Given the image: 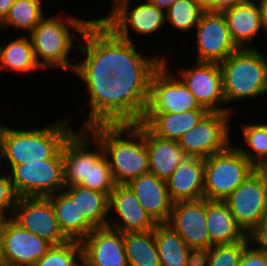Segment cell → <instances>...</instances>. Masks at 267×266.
Instances as JSON below:
<instances>
[{
    "label": "cell",
    "instance_id": "43",
    "mask_svg": "<svg viewBox=\"0 0 267 266\" xmlns=\"http://www.w3.org/2000/svg\"><path fill=\"white\" fill-rule=\"evenodd\" d=\"M244 1L246 0H215L213 5L207 11L223 13Z\"/></svg>",
    "mask_w": 267,
    "mask_h": 266
},
{
    "label": "cell",
    "instance_id": "5",
    "mask_svg": "<svg viewBox=\"0 0 267 266\" xmlns=\"http://www.w3.org/2000/svg\"><path fill=\"white\" fill-rule=\"evenodd\" d=\"M219 65L226 105L267 95L265 53L240 48Z\"/></svg>",
    "mask_w": 267,
    "mask_h": 266
},
{
    "label": "cell",
    "instance_id": "24",
    "mask_svg": "<svg viewBox=\"0 0 267 266\" xmlns=\"http://www.w3.org/2000/svg\"><path fill=\"white\" fill-rule=\"evenodd\" d=\"M206 215L211 247L240 241H252V237L248 236L238 225L224 201L206 199Z\"/></svg>",
    "mask_w": 267,
    "mask_h": 266
},
{
    "label": "cell",
    "instance_id": "14",
    "mask_svg": "<svg viewBox=\"0 0 267 266\" xmlns=\"http://www.w3.org/2000/svg\"><path fill=\"white\" fill-rule=\"evenodd\" d=\"M206 219V199L178 201L173 203L168 224L199 256L211 248Z\"/></svg>",
    "mask_w": 267,
    "mask_h": 266
},
{
    "label": "cell",
    "instance_id": "32",
    "mask_svg": "<svg viewBox=\"0 0 267 266\" xmlns=\"http://www.w3.org/2000/svg\"><path fill=\"white\" fill-rule=\"evenodd\" d=\"M128 266H161L154 230L123 233Z\"/></svg>",
    "mask_w": 267,
    "mask_h": 266
},
{
    "label": "cell",
    "instance_id": "19",
    "mask_svg": "<svg viewBox=\"0 0 267 266\" xmlns=\"http://www.w3.org/2000/svg\"><path fill=\"white\" fill-rule=\"evenodd\" d=\"M112 211L118 217L109 216L108 226L122 233L151 231L157 225L126 184H116L112 190L109 212Z\"/></svg>",
    "mask_w": 267,
    "mask_h": 266
},
{
    "label": "cell",
    "instance_id": "47",
    "mask_svg": "<svg viewBox=\"0 0 267 266\" xmlns=\"http://www.w3.org/2000/svg\"><path fill=\"white\" fill-rule=\"evenodd\" d=\"M10 217L0 214V260H1V253H2V241H3V232L5 229V224Z\"/></svg>",
    "mask_w": 267,
    "mask_h": 266
},
{
    "label": "cell",
    "instance_id": "29",
    "mask_svg": "<svg viewBox=\"0 0 267 266\" xmlns=\"http://www.w3.org/2000/svg\"><path fill=\"white\" fill-rule=\"evenodd\" d=\"M154 236L161 266H197L198 256L167 224H157Z\"/></svg>",
    "mask_w": 267,
    "mask_h": 266
},
{
    "label": "cell",
    "instance_id": "16",
    "mask_svg": "<svg viewBox=\"0 0 267 266\" xmlns=\"http://www.w3.org/2000/svg\"><path fill=\"white\" fill-rule=\"evenodd\" d=\"M78 44L82 60L76 65H97L112 70L121 62V38H119L99 18L94 19L81 35Z\"/></svg>",
    "mask_w": 267,
    "mask_h": 266
},
{
    "label": "cell",
    "instance_id": "39",
    "mask_svg": "<svg viewBox=\"0 0 267 266\" xmlns=\"http://www.w3.org/2000/svg\"><path fill=\"white\" fill-rule=\"evenodd\" d=\"M17 199L10 177L4 171L0 174V214L12 218Z\"/></svg>",
    "mask_w": 267,
    "mask_h": 266
},
{
    "label": "cell",
    "instance_id": "1",
    "mask_svg": "<svg viewBox=\"0 0 267 266\" xmlns=\"http://www.w3.org/2000/svg\"><path fill=\"white\" fill-rule=\"evenodd\" d=\"M83 82L90 109L81 129L96 124L141 122L149 99L150 81H127L111 75L108 80Z\"/></svg>",
    "mask_w": 267,
    "mask_h": 266
},
{
    "label": "cell",
    "instance_id": "41",
    "mask_svg": "<svg viewBox=\"0 0 267 266\" xmlns=\"http://www.w3.org/2000/svg\"><path fill=\"white\" fill-rule=\"evenodd\" d=\"M239 266H267V252L251 241L244 248Z\"/></svg>",
    "mask_w": 267,
    "mask_h": 266
},
{
    "label": "cell",
    "instance_id": "25",
    "mask_svg": "<svg viewBox=\"0 0 267 266\" xmlns=\"http://www.w3.org/2000/svg\"><path fill=\"white\" fill-rule=\"evenodd\" d=\"M145 143L149 172L167 180L179 164L187 158L178 141L160 138L145 126Z\"/></svg>",
    "mask_w": 267,
    "mask_h": 266
},
{
    "label": "cell",
    "instance_id": "42",
    "mask_svg": "<svg viewBox=\"0 0 267 266\" xmlns=\"http://www.w3.org/2000/svg\"><path fill=\"white\" fill-rule=\"evenodd\" d=\"M262 250L267 252V218L261 224V227L251 236Z\"/></svg>",
    "mask_w": 267,
    "mask_h": 266
},
{
    "label": "cell",
    "instance_id": "8",
    "mask_svg": "<svg viewBox=\"0 0 267 266\" xmlns=\"http://www.w3.org/2000/svg\"><path fill=\"white\" fill-rule=\"evenodd\" d=\"M131 3L130 0H113L108 15L99 18L119 38L133 42L131 30L137 36H147L157 33L166 24L165 12L148 0L137 2L130 9Z\"/></svg>",
    "mask_w": 267,
    "mask_h": 266
},
{
    "label": "cell",
    "instance_id": "26",
    "mask_svg": "<svg viewBox=\"0 0 267 266\" xmlns=\"http://www.w3.org/2000/svg\"><path fill=\"white\" fill-rule=\"evenodd\" d=\"M207 113V110H190L182 113L145 112L141 123L160 138L178 141Z\"/></svg>",
    "mask_w": 267,
    "mask_h": 266
},
{
    "label": "cell",
    "instance_id": "48",
    "mask_svg": "<svg viewBox=\"0 0 267 266\" xmlns=\"http://www.w3.org/2000/svg\"><path fill=\"white\" fill-rule=\"evenodd\" d=\"M256 170L263 177L267 189V161L261 163Z\"/></svg>",
    "mask_w": 267,
    "mask_h": 266
},
{
    "label": "cell",
    "instance_id": "13",
    "mask_svg": "<svg viewBox=\"0 0 267 266\" xmlns=\"http://www.w3.org/2000/svg\"><path fill=\"white\" fill-rule=\"evenodd\" d=\"M12 219L23 229L52 245L69 241L60 229L51 201L47 197H18Z\"/></svg>",
    "mask_w": 267,
    "mask_h": 266
},
{
    "label": "cell",
    "instance_id": "27",
    "mask_svg": "<svg viewBox=\"0 0 267 266\" xmlns=\"http://www.w3.org/2000/svg\"><path fill=\"white\" fill-rule=\"evenodd\" d=\"M163 62L162 54L147 57L136 49L135 43L121 39V62L112 68V75L127 81H151L152 75Z\"/></svg>",
    "mask_w": 267,
    "mask_h": 266
},
{
    "label": "cell",
    "instance_id": "21",
    "mask_svg": "<svg viewBox=\"0 0 267 266\" xmlns=\"http://www.w3.org/2000/svg\"><path fill=\"white\" fill-rule=\"evenodd\" d=\"M222 14L235 45L239 49L254 48L251 42L263 31L262 12L258 0H246Z\"/></svg>",
    "mask_w": 267,
    "mask_h": 266
},
{
    "label": "cell",
    "instance_id": "11",
    "mask_svg": "<svg viewBox=\"0 0 267 266\" xmlns=\"http://www.w3.org/2000/svg\"><path fill=\"white\" fill-rule=\"evenodd\" d=\"M223 201L248 236H252L267 218L266 184L257 170Z\"/></svg>",
    "mask_w": 267,
    "mask_h": 266
},
{
    "label": "cell",
    "instance_id": "3",
    "mask_svg": "<svg viewBox=\"0 0 267 266\" xmlns=\"http://www.w3.org/2000/svg\"><path fill=\"white\" fill-rule=\"evenodd\" d=\"M65 117L43 128L21 130L2 124V152L6 162L3 164L10 169L14 165L53 158L74 132L69 116Z\"/></svg>",
    "mask_w": 267,
    "mask_h": 266
},
{
    "label": "cell",
    "instance_id": "49",
    "mask_svg": "<svg viewBox=\"0 0 267 266\" xmlns=\"http://www.w3.org/2000/svg\"><path fill=\"white\" fill-rule=\"evenodd\" d=\"M199 6L207 11L214 3L215 0H194Z\"/></svg>",
    "mask_w": 267,
    "mask_h": 266
},
{
    "label": "cell",
    "instance_id": "2",
    "mask_svg": "<svg viewBox=\"0 0 267 266\" xmlns=\"http://www.w3.org/2000/svg\"><path fill=\"white\" fill-rule=\"evenodd\" d=\"M87 130L100 142L116 184L149 172L143 123L96 124Z\"/></svg>",
    "mask_w": 267,
    "mask_h": 266
},
{
    "label": "cell",
    "instance_id": "18",
    "mask_svg": "<svg viewBox=\"0 0 267 266\" xmlns=\"http://www.w3.org/2000/svg\"><path fill=\"white\" fill-rule=\"evenodd\" d=\"M81 246L84 266H128L121 231L109 226L94 228Z\"/></svg>",
    "mask_w": 267,
    "mask_h": 266
},
{
    "label": "cell",
    "instance_id": "6",
    "mask_svg": "<svg viewBox=\"0 0 267 266\" xmlns=\"http://www.w3.org/2000/svg\"><path fill=\"white\" fill-rule=\"evenodd\" d=\"M255 170L231 143L225 150L204 159V199L223 201Z\"/></svg>",
    "mask_w": 267,
    "mask_h": 266
},
{
    "label": "cell",
    "instance_id": "33",
    "mask_svg": "<svg viewBox=\"0 0 267 266\" xmlns=\"http://www.w3.org/2000/svg\"><path fill=\"white\" fill-rule=\"evenodd\" d=\"M90 147V173L89 182H82L80 186L105 193L108 197L114 189L116 183L113 179L108 160L104 155V150L100 142L91 134Z\"/></svg>",
    "mask_w": 267,
    "mask_h": 266
},
{
    "label": "cell",
    "instance_id": "30",
    "mask_svg": "<svg viewBox=\"0 0 267 266\" xmlns=\"http://www.w3.org/2000/svg\"><path fill=\"white\" fill-rule=\"evenodd\" d=\"M4 69L17 74L37 72L42 68L37 63L30 37L19 35L7 44L0 43V70Z\"/></svg>",
    "mask_w": 267,
    "mask_h": 266
},
{
    "label": "cell",
    "instance_id": "45",
    "mask_svg": "<svg viewBox=\"0 0 267 266\" xmlns=\"http://www.w3.org/2000/svg\"><path fill=\"white\" fill-rule=\"evenodd\" d=\"M151 4L155 7L159 8L160 10L166 12L171 5H173L178 0H148Z\"/></svg>",
    "mask_w": 267,
    "mask_h": 266
},
{
    "label": "cell",
    "instance_id": "37",
    "mask_svg": "<svg viewBox=\"0 0 267 266\" xmlns=\"http://www.w3.org/2000/svg\"><path fill=\"white\" fill-rule=\"evenodd\" d=\"M250 242L214 245L198 256L197 266H239L244 248Z\"/></svg>",
    "mask_w": 267,
    "mask_h": 266
},
{
    "label": "cell",
    "instance_id": "7",
    "mask_svg": "<svg viewBox=\"0 0 267 266\" xmlns=\"http://www.w3.org/2000/svg\"><path fill=\"white\" fill-rule=\"evenodd\" d=\"M8 171L18 197H47L65 188L62 149L53 158L14 165Z\"/></svg>",
    "mask_w": 267,
    "mask_h": 266
},
{
    "label": "cell",
    "instance_id": "38",
    "mask_svg": "<svg viewBox=\"0 0 267 266\" xmlns=\"http://www.w3.org/2000/svg\"><path fill=\"white\" fill-rule=\"evenodd\" d=\"M82 246L80 241L69 240L60 245H52L48 252L33 266H82Z\"/></svg>",
    "mask_w": 267,
    "mask_h": 266
},
{
    "label": "cell",
    "instance_id": "28",
    "mask_svg": "<svg viewBox=\"0 0 267 266\" xmlns=\"http://www.w3.org/2000/svg\"><path fill=\"white\" fill-rule=\"evenodd\" d=\"M47 198L51 201L60 229L69 240L81 242L95 228L64 190Z\"/></svg>",
    "mask_w": 267,
    "mask_h": 266
},
{
    "label": "cell",
    "instance_id": "15",
    "mask_svg": "<svg viewBox=\"0 0 267 266\" xmlns=\"http://www.w3.org/2000/svg\"><path fill=\"white\" fill-rule=\"evenodd\" d=\"M194 30L196 61L221 63L239 49L232 40L222 13L205 11Z\"/></svg>",
    "mask_w": 267,
    "mask_h": 266
},
{
    "label": "cell",
    "instance_id": "9",
    "mask_svg": "<svg viewBox=\"0 0 267 266\" xmlns=\"http://www.w3.org/2000/svg\"><path fill=\"white\" fill-rule=\"evenodd\" d=\"M231 114L208 112L196 126L185 132L178 140L185 155L206 159L225 150L232 143Z\"/></svg>",
    "mask_w": 267,
    "mask_h": 266
},
{
    "label": "cell",
    "instance_id": "36",
    "mask_svg": "<svg viewBox=\"0 0 267 266\" xmlns=\"http://www.w3.org/2000/svg\"><path fill=\"white\" fill-rule=\"evenodd\" d=\"M204 12L194 0H178L165 12L166 23L182 33L193 31Z\"/></svg>",
    "mask_w": 267,
    "mask_h": 266
},
{
    "label": "cell",
    "instance_id": "10",
    "mask_svg": "<svg viewBox=\"0 0 267 266\" xmlns=\"http://www.w3.org/2000/svg\"><path fill=\"white\" fill-rule=\"evenodd\" d=\"M164 57L162 65L150 81V92L145 112L182 113L190 110H206L196 101L184 82L169 69Z\"/></svg>",
    "mask_w": 267,
    "mask_h": 266
},
{
    "label": "cell",
    "instance_id": "12",
    "mask_svg": "<svg viewBox=\"0 0 267 266\" xmlns=\"http://www.w3.org/2000/svg\"><path fill=\"white\" fill-rule=\"evenodd\" d=\"M195 62L190 68H179L178 77L202 108L208 112H229L233 115L232 107L226 106L219 63Z\"/></svg>",
    "mask_w": 267,
    "mask_h": 266
},
{
    "label": "cell",
    "instance_id": "35",
    "mask_svg": "<svg viewBox=\"0 0 267 266\" xmlns=\"http://www.w3.org/2000/svg\"><path fill=\"white\" fill-rule=\"evenodd\" d=\"M241 126L244 144L246 143L252 152L241 146L236 147L257 168L261 163L267 161V123H246Z\"/></svg>",
    "mask_w": 267,
    "mask_h": 266
},
{
    "label": "cell",
    "instance_id": "22",
    "mask_svg": "<svg viewBox=\"0 0 267 266\" xmlns=\"http://www.w3.org/2000/svg\"><path fill=\"white\" fill-rule=\"evenodd\" d=\"M91 133L73 132L62 147L65 186L89 182Z\"/></svg>",
    "mask_w": 267,
    "mask_h": 266
},
{
    "label": "cell",
    "instance_id": "46",
    "mask_svg": "<svg viewBox=\"0 0 267 266\" xmlns=\"http://www.w3.org/2000/svg\"><path fill=\"white\" fill-rule=\"evenodd\" d=\"M262 12L263 31L267 32V0H258Z\"/></svg>",
    "mask_w": 267,
    "mask_h": 266
},
{
    "label": "cell",
    "instance_id": "50",
    "mask_svg": "<svg viewBox=\"0 0 267 266\" xmlns=\"http://www.w3.org/2000/svg\"><path fill=\"white\" fill-rule=\"evenodd\" d=\"M3 160V152H2V137H1V123H0V174L3 173L4 171V168L2 166V161ZM2 166V167H1Z\"/></svg>",
    "mask_w": 267,
    "mask_h": 266
},
{
    "label": "cell",
    "instance_id": "17",
    "mask_svg": "<svg viewBox=\"0 0 267 266\" xmlns=\"http://www.w3.org/2000/svg\"><path fill=\"white\" fill-rule=\"evenodd\" d=\"M52 244L23 229L12 218L5 224L0 264L6 266H33Z\"/></svg>",
    "mask_w": 267,
    "mask_h": 266
},
{
    "label": "cell",
    "instance_id": "44",
    "mask_svg": "<svg viewBox=\"0 0 267 266\" xmlns=\"http://www.w3.org/2000/svg\"><path fill=\"white\" fill-rule=\"evenodd\" d=\"M15 1L16 0H0V23L6 18Z\"/></svg>",
    "mask_w": 267,
    "mask_h": 266
},
{
    "label": "cell",
    "instance_id": "34",
    "mask_svg": "<svg viewBox=\"0 0 267 266\" xmlns=\"http://www.w3.org/2000/svg\"><path fill=\"white\" fill-rule=\"evenodd\" d=\"M42 4V0H16L0 23V30L13 27L29 34L47 15Z\"/></svg>",
    "mask_w": 267,
    "mask_h": 266
},
{
    "label": "cell",
    "instance_id": "23",
    "mask_svg": "<svg viewBox=\"0 0 267 266\" xmlns=\"http://www.w3.org/2000/svg\"><path fill=\"white\" fill-rule=\"evenodd\" d=\"M165 182L173 202L204 198V159L185 158Z\"/></svg>",
    "mask_w": 267,
    "mask_h": 266
},
{
    "label": "cell",
    "instance_id": "4",
    "mask_svg": "<svg viewBox=\"0 0 267 266\" xmlns=\"http://www.w3.org/2000/svg\"><path fill=\"white\" fill-rule=\"evenodd\" d=\"M93 19L82 20L70 14L68 17L65 14L62 16L51 14L44 17L27 34L30 37L36 61L42 70L61 68L73 72L76 63L69 60V55L72 50L78 49L79 43H74V40H80L75 36L74 31L81 36Z\"/></svg>",
    "mask_w": 267,
    "mask_h": 266
},
{
    "label": "cell",
    "instance_id": "51",
    "mask_svg": "<svg viewBox=\"0 0 267 266\" xmlns=\"http://www.w3.org/2000/svg\"><path fill=\"white\" fill-rule=\"evenodd\" d=\"M265 62H266V77H267V56H265Z\"/></svg>",
    "mask_w": 267,
    "mask_h": 266
},
{
    "label": "cell",
    "instance_id": "31",
    "mask_svg": "<svg viewBox=\"0 0 267 266\" xmlns=\"http://www.w3.org/2000/svg\"><path fill=\"white\" fill-rule=\"evenodd\" d=\"M64 191L77 204L81 214L95 227L108 226L109 197L80 185L65 186Z\"/></svg>",
    "mask_w": 267,
    "mask_h": 266
},
{
    "label": "cell",
    "instance_id": "40",
    "mask_svg": "<svg viewBox=\"0 0 267 266\" xmlns=\"http://www.w3.org/2000/svg\"><path fill=\"white\" fill-rule=\"evenodd\" d=\"M73 72L82 81L108 80L112 75V70L97 65H75Z\"/></svg>",
    "mask_w": 267,
    "mask_h": 266
},
{
    "label": "cell",
    "instance_id": "20",
    "mask_svg": "<svg viewBox=\"0 0 267 266\" xmlns=\"http://www.w3.org/2000/svg\"><path fill=\"white\" fill-rule=\"evenodd\" d=\"M126 185L156 224L168 223L174 202L169 196L165 180L148 172Z\"/></svg>",
    "mask_w": 267,
    "mask_h": 266
}]
</instances>
